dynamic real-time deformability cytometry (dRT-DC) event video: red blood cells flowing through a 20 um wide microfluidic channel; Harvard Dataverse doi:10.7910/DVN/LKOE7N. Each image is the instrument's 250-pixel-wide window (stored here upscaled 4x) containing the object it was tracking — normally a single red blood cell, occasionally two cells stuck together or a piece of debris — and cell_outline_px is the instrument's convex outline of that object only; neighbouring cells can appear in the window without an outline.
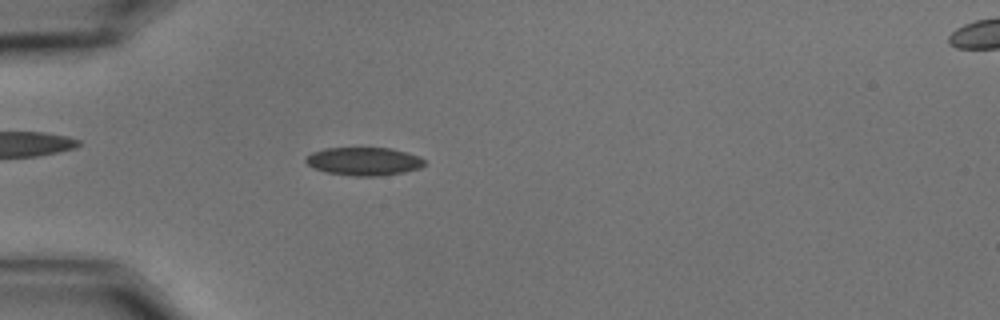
{"species": "common noctule bat (a hibernating species)", "species_latin": "Nyctalus noctula", "temperature_condition": "cold", "stored_images_in_passage": 58, "camera_frame_rate_fps": 3000, "um_per_image_px": 0.085, "animal": {"sex": "male", "body_mass_g": 15.6}, "frame": {"image": 1, "passage_image": 17, "time_ms": 5.333, "image_size_px": [1000, 320], "cell_outline_px": [[424, 164], [420, 168], [404, 172], [380, 176], [352, 176], [328, 172], [312, 168], [304, 160], [304, 156], [312, 152], [324, 148], [392, 148], [408, 152], [420, 156], [424, 160]], "centroid_in_image_um": [30.91, 13.71], "position_along_channel_um": 54.1, "area_um2": 19.65}}
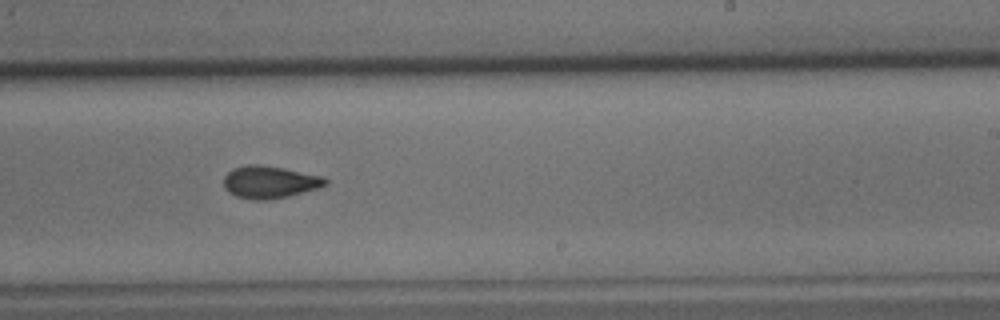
{"frame": {"image": 2, "passage_image": 36, "time_ms": 11.667, "image_size_px": [1000, 320], "cell_outline_px": [[328, 184], [320, 188], [288, 196], [268, 200], [252, 200], [236, 196], [228, 192], [224, 188], [224, 176], [232, 168], [248, 164], [260, 164], [284, 168], [324, 176], [328, 180]], "centroid_in_image_um": [22.93, 15.47], "position_along_channel_um": 266.1, "area_um2": 19.48}}
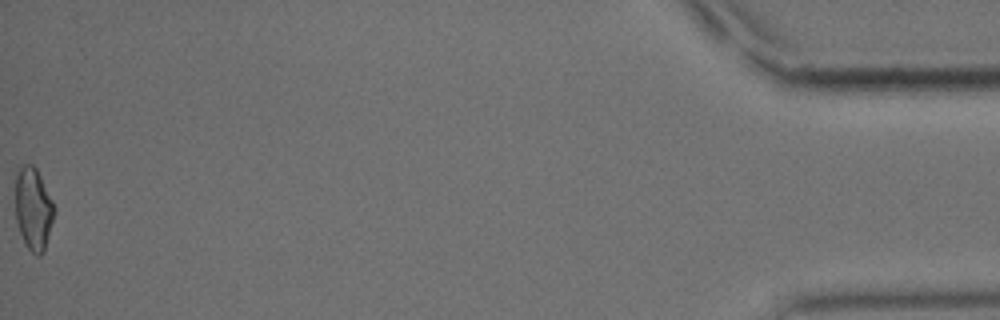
{"frame": {"image": 3, "passage_image": 58, "time_ms": 19.0, "image_size_px": [1000, 320], "cell_outline_px": [[52, 220], [44, 252], [40, 256], [36, 256], [28, 248], [20, 232], [16, 220], [16, 172], [24, 164], [32, 164], [36, 168], [52, 200]], "centroid_in_image_um": [2.81, 17.75], "position_along_channel_um": 432.4, "area_um2": 18.09}, "authors_computed_cell_mechanics": {"area_um2": 18.5827, "velocity_mm_per_s": 3.5042, "shape_relaxation_time_tau1_ms": 4.8342, "shape_relaxation_time_tau2_ms": 2.9958, "deformation_change_tau1": 0.1182, "deformation_change_tau2": 0.0776}}